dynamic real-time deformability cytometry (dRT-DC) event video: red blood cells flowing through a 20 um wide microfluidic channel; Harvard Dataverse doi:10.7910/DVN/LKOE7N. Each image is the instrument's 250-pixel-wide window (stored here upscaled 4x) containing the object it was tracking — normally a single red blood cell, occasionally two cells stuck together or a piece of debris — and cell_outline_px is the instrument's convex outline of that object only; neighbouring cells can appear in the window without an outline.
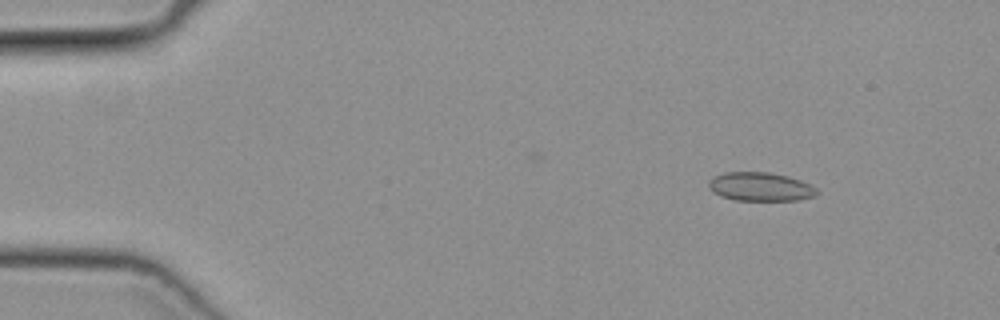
{"species": "common noctule bat (a hibernating species)", "species_latin": "Nyctalus noctula", "temperature_condition": "cold", "stored_images_in_passage": 50, "camera_frame_rate_fps": 3000, "um_per_image_px": 0.085, "animal": {"sex": "female", "body_mass_g": 19.3, "forearm_length_mm": 54.1}, "frame": {"image": 1, "passage_image": 6, "time_ms": 1.667, "image_size_px": [1000, 320], "cell_outline_px": [[820, 192], [816, 196], [796, 200], [736, 200], [720, 196], [712, 192], [708, 188], [708, 180], [724, 172], [768, 172], [800, 180], [816, 188]], "centroid_in_image_um": [64.6, 15.88], "position_along_channel_um": 20.4, "area_um2": 18.03}}
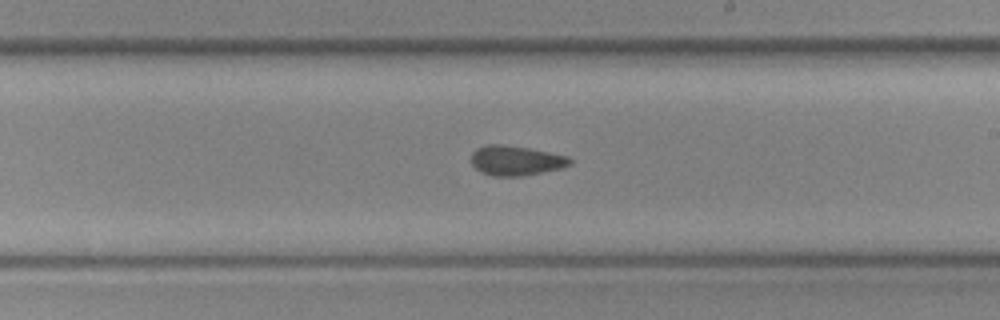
{"frame": {"image": 2, "passage_image": 29, "time_ms": 9.333, "image_size_px": [1000, 320], "cell_outline_px": [[572, 164], [560, 168], [524, 176], [492, 176], [476, 168], [472, 164], [472, 152], [476, 148], [488, 144], [500, 144], [528, 148], [568, 156], [572, 160]], "centroid_in_image_um": [43.85, 13.64], "position_along_channel_um": 245.1, "area_um2": 16.99}}
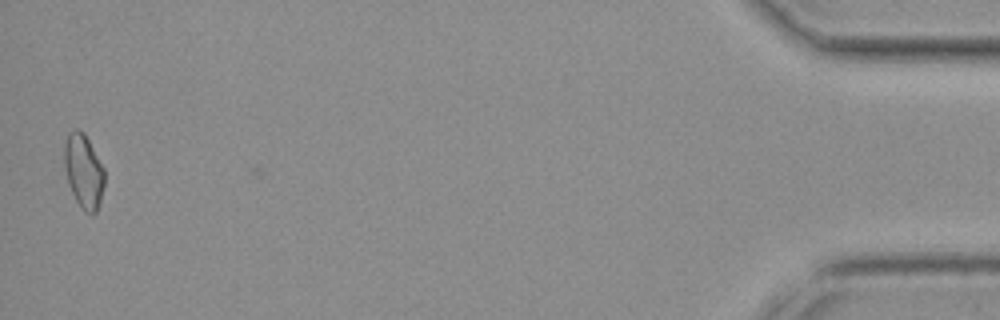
{"frame": {"image": 3, "passage_image": 49, "time_ms": 16.0, "image_size_px": [1000, 320], "cell_outline_px": [[104, 184], [100, 200], [96, 212], [92, 216], [84, 212], [76, 200], [68, 184], [64, 168], [64, 144], [68, 132], [76, 128], [84, 132], [104, 168]], "centroid_in_image_um": [7.09, 14.54], "position_along_channel_um": 428.1, "area_um2": 17.46}}